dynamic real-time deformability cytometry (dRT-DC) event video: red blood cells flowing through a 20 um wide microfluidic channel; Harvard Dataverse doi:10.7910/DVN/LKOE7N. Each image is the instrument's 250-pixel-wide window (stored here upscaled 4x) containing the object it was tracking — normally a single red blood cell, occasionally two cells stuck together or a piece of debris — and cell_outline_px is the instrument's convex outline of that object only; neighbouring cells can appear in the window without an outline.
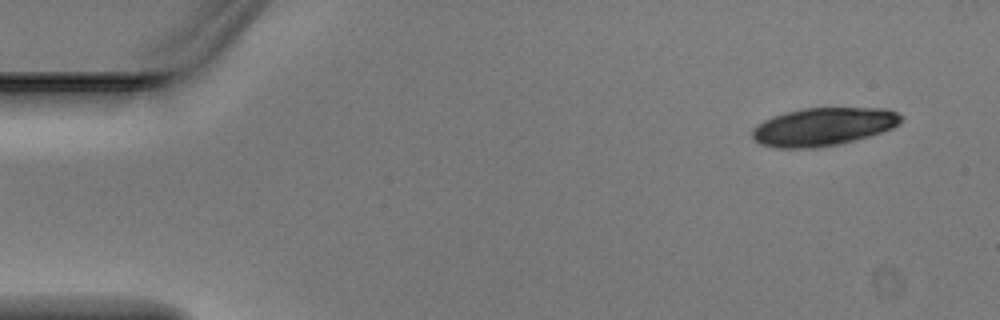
{"species": "Egyptian fruit bat (a non-hibernating species)", "species_latin": "Rousettus aegyptiacus", "temperature_condition": "warm", "stored_images_in_passage": 5, "camera_frame_rate_fps": 3000, "um_per_image_px": 0.085, "animal": {"sex": "male"}, "frame": {"image": 1, "passage_image": 1, "time_ms": 0.0, "image_size_px": [1000, 320], "cell_outline_px": [[904, 120], [900, 124], [892, 128], [868, 136], [836, 144], [816, 148], [776, 148], [760, 144], [752, 136], [752, 128], [756, 124], [772, 116], [784, 112], [804, 108], [888, 108], [904, 116]], "centroid_in_image_um": [69.97, 10.76], "position_along_channel_um": 15.0, "area_um2": 33.12}}
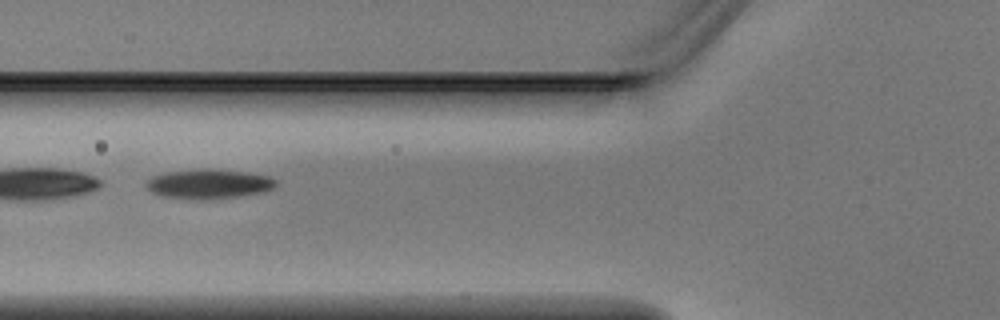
{"frame": {"image": 2, "passage_image": 5, "time_ms": 1.333, "image_size_px": [1000, 320], "cell_outline_px": [[276, 184], [272, 188], [264, 192], [240, 196], [204, 200], [200, 200], [164, 196], [152, 192], [144, 184], [152, 176], [164, 172], [200, 168], [212, 168], [248, 172], [268, 176], [276, 180]], "centroid_in_image_um": [17.74, 15.62], "position_along_channel_um": 108.1, "area_um2": 22.54}}